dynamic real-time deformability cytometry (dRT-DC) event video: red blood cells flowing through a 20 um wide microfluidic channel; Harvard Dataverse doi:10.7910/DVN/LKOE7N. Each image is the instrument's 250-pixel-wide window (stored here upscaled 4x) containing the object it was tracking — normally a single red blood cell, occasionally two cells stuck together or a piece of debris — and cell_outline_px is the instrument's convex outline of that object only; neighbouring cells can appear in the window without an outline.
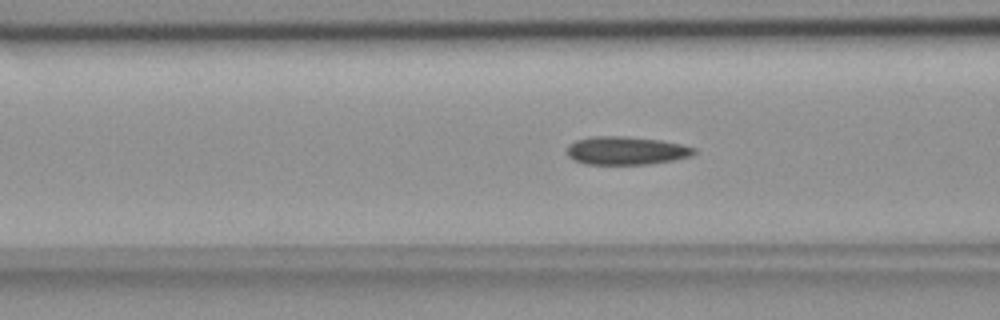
{"species": "common noctule bat (a hibernating species)", "species_latin": "Nyctalus noctula", "temperature_condition": "room temperature", "stored_images_in_passage": 46, "camera_frame_rate_fps": 3000, "um_per_image_px": 0.085, "animal": {"sex": "female", "body_mass_g": 18.4}, "frame": {"image": 1, "passage_image": 12, "time_ms": 3.667, "image_size_px": [1000, 320], "cell_outline_px": [[696, 152], [692, 156], [672, 160], [648, 164], [584, 164], [568, 156], [568, 144], [576, 140], [592, 136], [624, 136], [660, 140], [680, 144], [696, 148]], "centroid_in_image_um": [53.23, 12.8], "position_along_channel_um": 113.4, "area_um2": 20.81}}
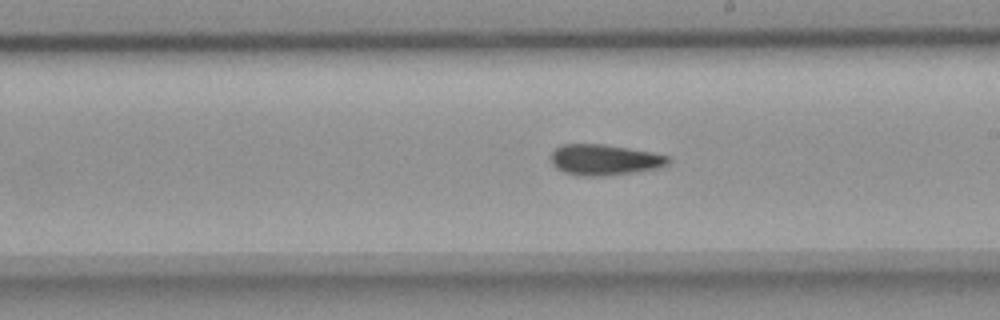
{"frame": {"image": 2, "passage_image": 22, "time_ms": 7.0, "image_size_px": [1000, 320], "cell_outline_px": [[672, 160], [668, 164], [660, 168], [604, 176], [580, 176], [564, 172], [556, 168], [552, 164], [552, 152], [560, 144], [604, 144], [652, 152], [668, 156]], "centroid_in_image_um": [51.39, 13.58], "position_along_channel_um": 237.6, "area_um2": 21.1}}
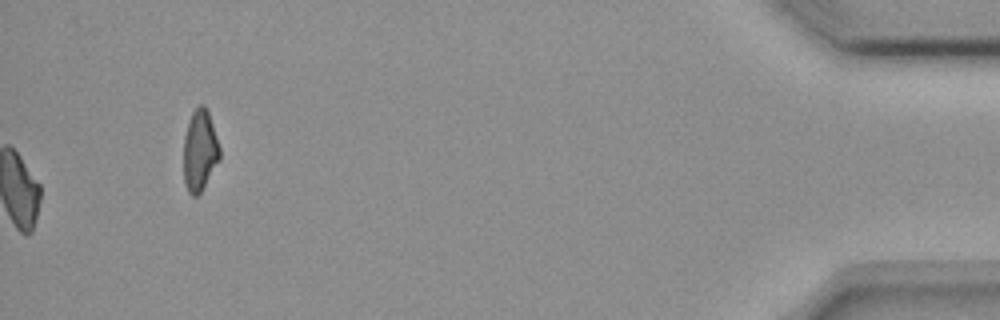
{"frame": {"image": 3, "passage_image": 46, "time_ms": 15.0, "image_size_px": [1000, 320], "cell_outline_px": [[220, 160], [200, 192], [196, 196], [192, 196], [188, 192], [184, 184], [184, 136], [192, 112], [200, 104], [204, 104], [208, 112], [220, 148]], "centroid_in_image_um": [16.98, 12.81], "position_along_channel_um": 418.2, "area_um2": 16.94}}